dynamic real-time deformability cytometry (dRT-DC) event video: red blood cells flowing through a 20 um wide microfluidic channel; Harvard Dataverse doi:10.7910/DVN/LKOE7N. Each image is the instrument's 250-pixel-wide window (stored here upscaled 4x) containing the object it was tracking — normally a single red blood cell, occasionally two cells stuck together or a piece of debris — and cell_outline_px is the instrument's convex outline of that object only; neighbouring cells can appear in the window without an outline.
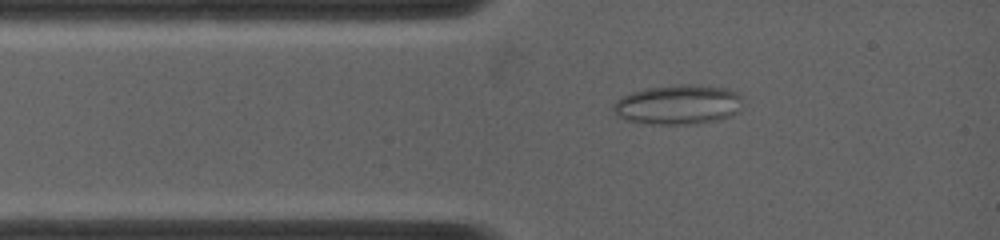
{"species": "common noctule bat (a hibernating species)", "species_latin": "Nyctalus noctula", "temperature_condition": "warm", "stored_images_in_passage": 4, "camera_frame_rate_fps": 5000, "um_per_image_px": 0.085, "animal": {"sex": "female", "body_mass_g": 19.0, "forearm_length_mm": 53.3}, "frame": {"image": 1, "passage_image": 3, "time_ms": 0.4, "image_size_px": [1000, 240], "cell_outline_px": [[744, 100], [740, 112], [732, 116], [720, 120], [696, 124], [648, 124], [624, 120], [612, 112], [612, 104], [620, 96], [632, 92], [648, 88], [680, 84], [692, 84], [724, 88], [736, 92]], "centroid_in_image_um": [57.65, 8.91], "position_along_channel_um": 27.4, "area_um2": 30.52}}